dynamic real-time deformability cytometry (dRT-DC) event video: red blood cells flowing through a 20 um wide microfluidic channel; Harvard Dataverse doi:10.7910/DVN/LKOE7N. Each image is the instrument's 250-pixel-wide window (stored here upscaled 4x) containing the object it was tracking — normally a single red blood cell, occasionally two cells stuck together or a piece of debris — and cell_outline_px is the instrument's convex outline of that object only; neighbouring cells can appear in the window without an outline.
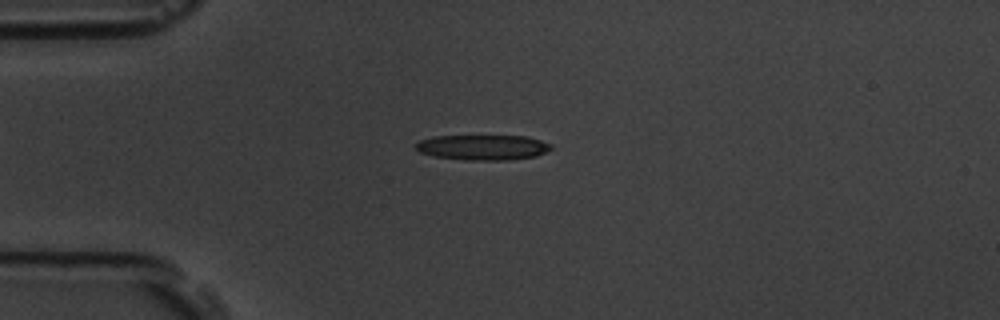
{"species": "common noctule bat (a hibernating species)", "species_latin": "Nyctalus noctula", "temperature_condition": "room temperature", "stored_images_in_passage": 53, "camera_frame_rate_fps": 3000, "um_per_image_px": 0.085, "animal": {"sex": "male", "body_mass_g": 19.5, "forearm_length_mm": 54.6}, "frame": {"image": 1, "passage_image": 13, "time_ms": 4.0, "image_size_px": [1000, 320], "cell_outline_px": [[552, 148], [536, 156], [508, 160], [464, 160], [436, 156], [420, 152], [416, 148], [416, 144], [420, 140], [436, 136], [528, 136], [552, 144]], "centroid_in_image_um": [41.07, 12.52], "position_along_channel_um": 43.9, "area_um2": 19.77}}
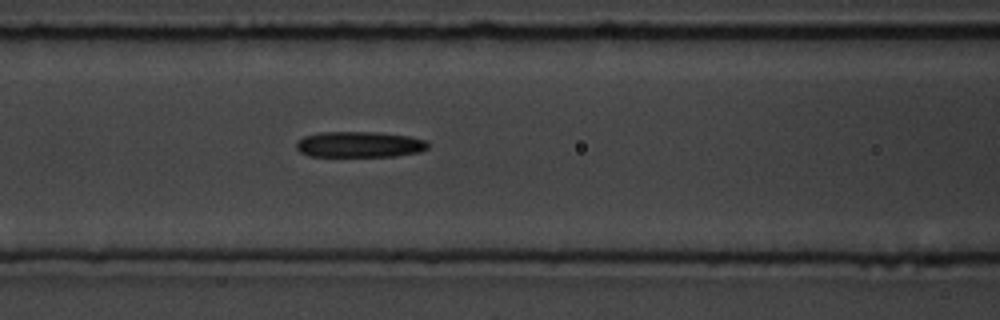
{"frame": {"image": 2, "passage_image": 22, "time_ms": 7.0, "image_size_px": [1000, 320], "cell_outline_px": [[428, 148], [420, 152], [396, 156], [308, 156], [300, 152], [296, 148], [296, 140], [304, 136], [320, 132], [376, 132], [408, 136], [428, 140]], "centroid_in_image_um": [30.54, 12.28], "position_along_channel_um": 136.1, "area_um2": 20.0}}
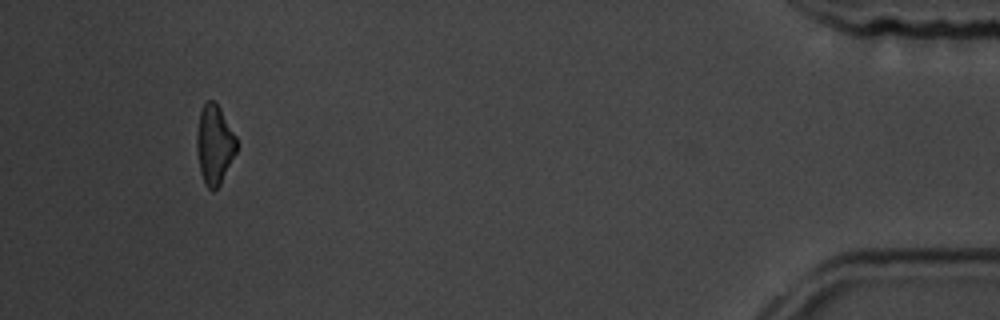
{"frame": {"image": 3, "passage_image": 50, "time_ms": 16.333, "image_size_px": [1000, 320], "cell_outline_px": [[236, 152], [220, 184], [212, 192], [204, 184], [200, 172], [196, 148], [196, 136], [200, 112], [204, 104], [208, 100], [212, 100], [220, 108], [236, 136]], "centroid_in_image_um": [18.21, 12.31], "position_along_channel_um": 417.0, "area_um2": 18.26}, "authors_computed_cell_mechanics": {"area_um2": 19.8254, "velocity_mm_per_s": 3.775, "shape_relaxation_time_tau1_ms": 5.3446, "shape_relaxation_time_tau2_ms": null, "deformation_change_tau1": 0.1653, "deformation_change_tau2": null}}